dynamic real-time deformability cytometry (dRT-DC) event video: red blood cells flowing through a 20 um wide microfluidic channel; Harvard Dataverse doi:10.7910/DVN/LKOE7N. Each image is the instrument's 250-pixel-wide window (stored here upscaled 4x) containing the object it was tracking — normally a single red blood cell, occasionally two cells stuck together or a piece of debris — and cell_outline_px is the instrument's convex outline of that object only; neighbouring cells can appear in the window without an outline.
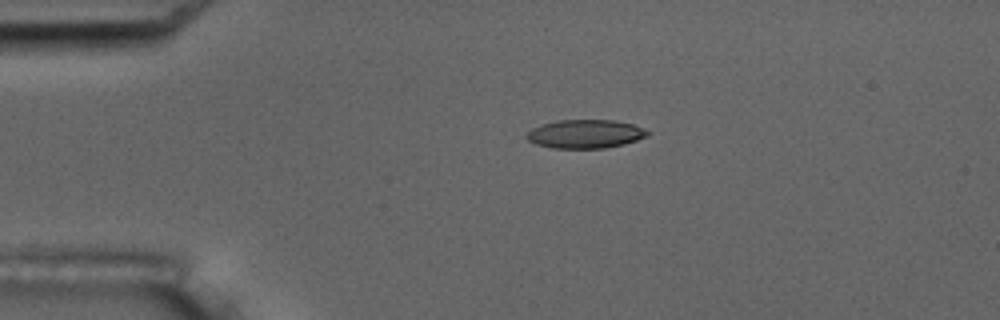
{"species": "common noctule bat (a hibernating species)", "species_latin": "Nyctalus noctula", "temperature_condition": "room temperature", "stored_images_in_passage": 5, "camera_frame_rate_fps": 3000, "um_per_image_px": 0.085, "animal": {"sex": "male", "body_mass_g": 17.5, "forearm_length_mm": 52.3}, "frame": {"image": 1, "passage_image": 5, "time_ms": 4.667, "image_size_px": [1000, 320], "cell_outline_px": [[652, 132], [648, 136], [624, 144], [604, 148], [552, 148], [536, 144], [528, 140], [524, 136], [532, 128], [556, 120], [612, 120], [632, 124], [644, 128]], "centroid_in_image_um": [49.76, 11.38], "position_along_channel_um": 35.2, "area_um2": 20.17}}